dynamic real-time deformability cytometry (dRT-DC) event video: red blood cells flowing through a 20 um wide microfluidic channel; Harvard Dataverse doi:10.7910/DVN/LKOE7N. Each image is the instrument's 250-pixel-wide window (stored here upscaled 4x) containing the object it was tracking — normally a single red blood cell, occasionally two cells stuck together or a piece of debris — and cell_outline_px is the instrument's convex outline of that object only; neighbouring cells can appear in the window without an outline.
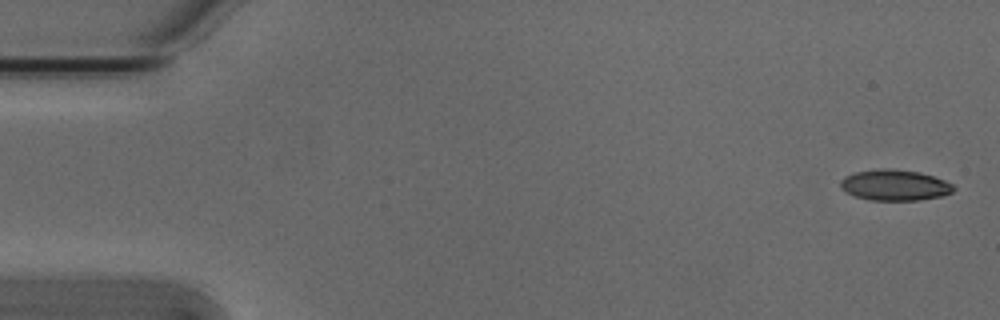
{"species": "Egyptian fruit bat (a non-hibernating species)", "species_latin": "Rousettus aegyptiacus", "temperature_condition": "cold", "stored_images_in_passage": 5, "camera_frame_rate_fps": 3000, "um_per_image_px": 0.085, "animal": {"sex": "male"}, "frame": {"image": 1, "passage_image": 1, "time_ms": 0.0, "image_size_px": [1000, 320], "cell_outline_px": [[956, 188], [952, 192], [944, 196], [920, 200], [872, 200], [856, 196], [844, 192], [840, 188], [840, 180], [844, 176], [856, 172], [884, 168], [920, 172], [944, 180], [952, 184]], "centroid_in_image_um": [76.05, 15.74], "position_along_channel_um": 9.0, "area_um2": 20.35}}
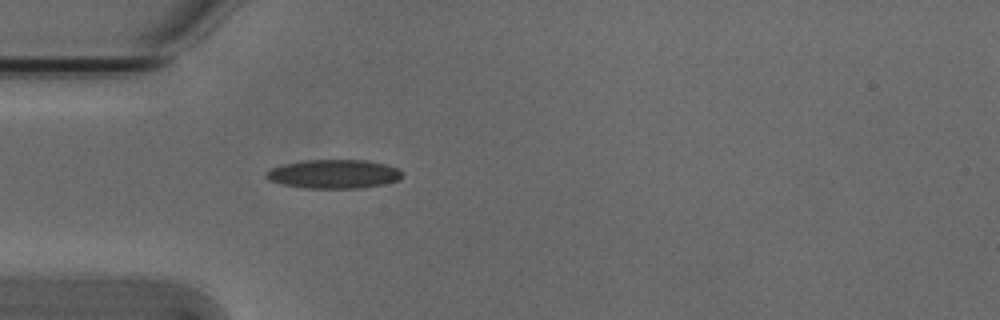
{"frame": {"image": 2, "passage_image": 5, "time_ms": 1.333, "image_size_px": [1000, 320], "cell_outline_px": [[400, 176], [396, 180], [384, 184], [364, 188], [308, 188], [284, 184], [268, 180], [264, 176], [264, 172], [272, 168], [284, 164], [300, 160], [368, 160], [384, 164], [396, 168], [400, 172]], "centroid_in_image_um": [28.31, 14.78], "position_along_channel_um": 56.7, "area_um2": 22.72}}